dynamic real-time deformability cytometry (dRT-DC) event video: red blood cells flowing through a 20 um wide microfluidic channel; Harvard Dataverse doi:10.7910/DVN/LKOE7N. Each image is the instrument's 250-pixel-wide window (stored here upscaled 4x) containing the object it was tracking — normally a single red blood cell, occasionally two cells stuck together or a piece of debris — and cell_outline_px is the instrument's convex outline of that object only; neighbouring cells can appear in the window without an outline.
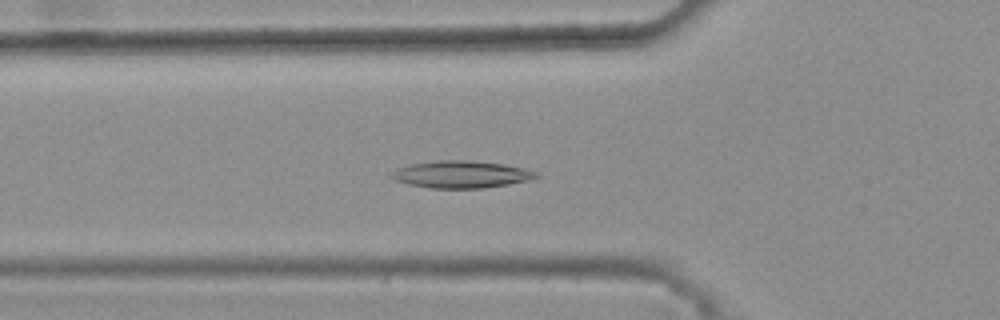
{"species": "common noctule bat (a hibernating species)", "species_latin": "Nyctalus noctula", "temperature_condition": "warm", "stored_images_in_passage": 44, "camera_frame_rate_fps": 3000, "um_per_image_px": 0.085, "animal": {"sex": "female", "body_mass_g": 25.1}, "frame": {"image": 1, "passage_image": 18, "time_ms": 5.667, "image_size_px": [1000, 320], "cell_outline_px": [[540, 176], [528, 180], [508, 184], [484, 188], [428, 188], [408, 184], [396, 180], [388, 176], [392, 172], [400, 168], [412, 164], [440, 160], [464, 160], [504, 164], [524, 168], [540, 172]], "centroid_in_image_um": [39.24, 14.83], "position_along_channel_um": 86.6, "area_um2": 22.77}}
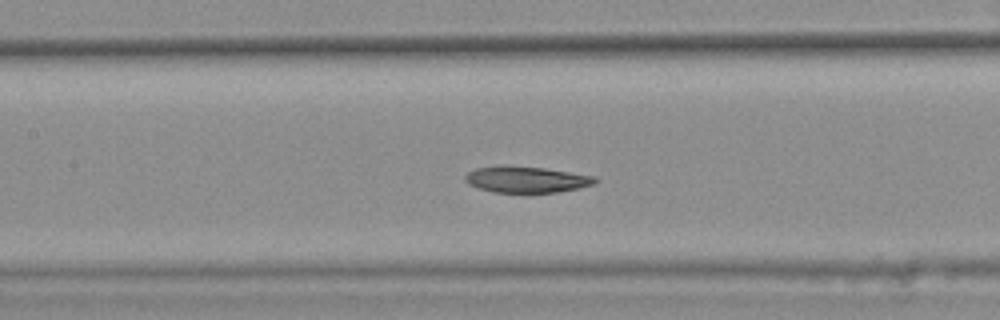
{"frame": {"image": 2, "passage_image": 24, "time_ms": 7.667, "image_size_px": [1000, 320], "cell_outline_px": [[600, 180], [596, 184], [580, 188], [556, 192], [492, 192], [468, 184], [464, 180], [464, 176], [468, 172], [476, 168], [500, 164], [504, 164], [544, 168], [596, 176]], "centroid_in_image_um": [44.75, 15.23], "position_along_channel_um": 162.6, "area_um2": 20.23}}
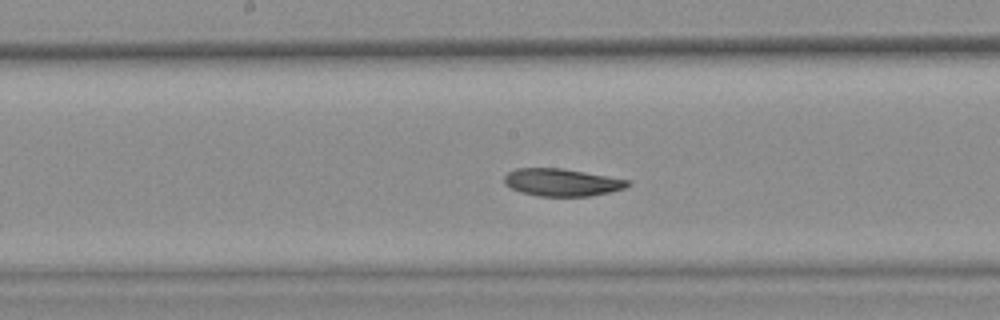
{"frame": {"image": 3, "passage_image": 27, "time_ms": 8.667, "image_size_px": [1000, 320], "cell_outline_px": [[632, 184], [624, 188], [612, 192], [588, 196], [540, 196], [520, 192], [504, 184], [504, 176], [508, 172], [516, 168], [560, 168], [632, 180]], "centroid_in_image_um": [47.78, 15.5], "position_along_channel_um": 200.4, "area_um2": 19.83}}